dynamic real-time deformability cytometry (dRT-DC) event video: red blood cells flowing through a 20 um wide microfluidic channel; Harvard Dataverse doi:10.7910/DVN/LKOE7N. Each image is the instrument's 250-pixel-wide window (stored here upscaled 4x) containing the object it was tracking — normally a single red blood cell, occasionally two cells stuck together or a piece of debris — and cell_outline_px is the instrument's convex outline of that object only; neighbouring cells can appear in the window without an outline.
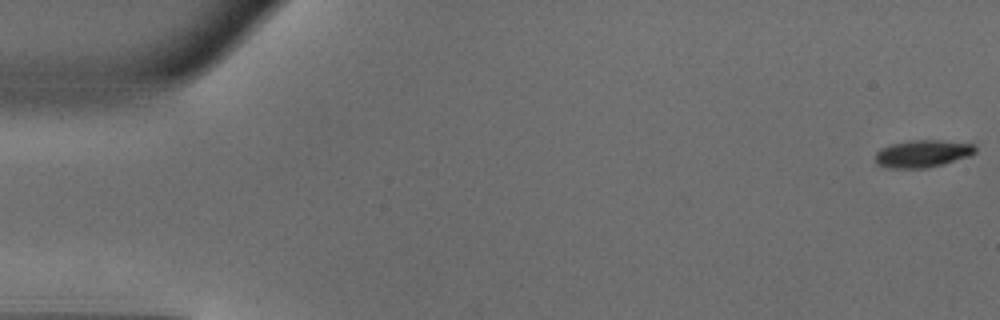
{"species": "common noctule bat (a hibernating species)", "species_latin": "Nyctalus noctula", "temperature_condition": "warm", "stored_images_in_passage": 15, "camera_frame_rate_fps": 3000, "um_per_image_px": 0.085, "animal": {"sex": "male", "body_mass_g": 18.8}, "frame": {"image": 1, "passage_image": 1, "time_ms": 0.0, "image_size_px": [1000, 320], "cell_outline_px": [[976, 152], [968, 156], [940, 164], [924, 168], [892, 168], [876, 164], [876, 152], [880, 148], [892, 144], [912, 140], [940, 140], [976, 144]], "centroid_in_image_um": [78.41, 13.04], "position_along_channel_um": 6.6, "area_um2": 15.72}}
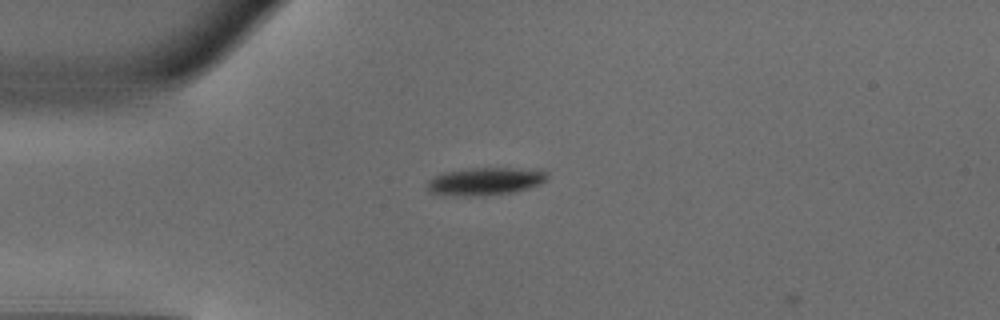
{"frame": {"image": 2, "passage_image": 13, "time_ms": 4.0, "image_size_px": [1000, 320], "cell_outline_px": [[548, 180], [512, 192], [468, 196], [464, 196], [428, 192], [428, 180], [432, 176], [444, 172], [464, 168], [540, 168], [548, 172]], "centroid_in_image_um": [41.25, 15.37], "position_along_channel_um": 43.8, "area_um2": 19.31}}